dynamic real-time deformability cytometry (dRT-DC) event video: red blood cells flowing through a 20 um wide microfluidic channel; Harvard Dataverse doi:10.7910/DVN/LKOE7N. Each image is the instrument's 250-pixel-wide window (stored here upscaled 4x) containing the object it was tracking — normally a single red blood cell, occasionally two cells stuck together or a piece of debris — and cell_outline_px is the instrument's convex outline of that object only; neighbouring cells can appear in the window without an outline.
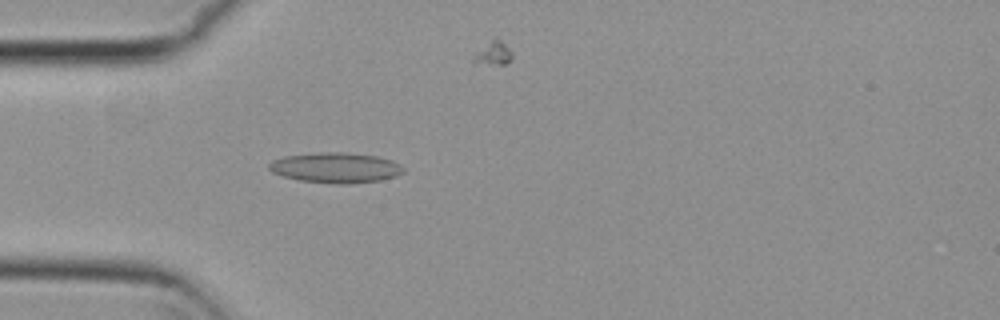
{"species": "common noctule bat (a hibernating species)", "species_latin": "Nyctalus noctula", "temperature_condition": "cold", "stored_images_in_passage": 43, "camera_frame_rate_fps": 3000, "um_per_image_px": 0.085, "animal": {"sex": "female", "body_mass_g": 29.2, "forearm_length_mm": 56.3}, "frame": {"image": 1, "passage_image": 5, "time_ms": 1.333, "image_size_px": [1000, 320], "cell_outline_px": [[404, 172], [396, 176], [380, 180], [348, 184], [340, 184], [300, 180], [284, 176], [272, 172], [268, 168], [268, 164], [272, 160], [284, 156], [320, 152], [344, 152], [376, 156], [392, 160], [400, 164], [404, 168]], "centroid_in_image_um": [28.54, 14.25], "position_along_channel_um": 56.5, "area_um2": 23.7}}
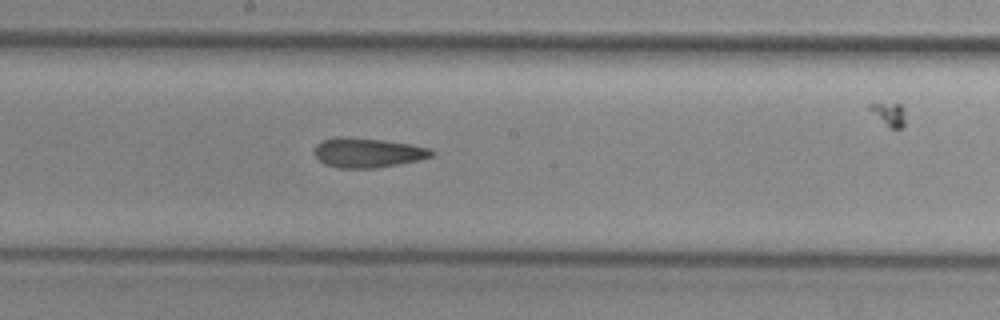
{"frame": {"image": 2, "passage_image": 18, "time_ms": 5.667, "image_size_px": [1000, 320], "cell_outline_px": [[436, 152], [432, 156], [420, 160], [400, 164], [376, 168], [340, 168], [324, 164], [312, 152], [312, 148], [316, 144], [324, 140], [336, 136], [348, 136], [380, 140], [408, 144], [428, 148]], "centroid_in_image_um": [31.21, 12.98], "position_along_channel_um": 217.0, "area_um2": 20.35}}
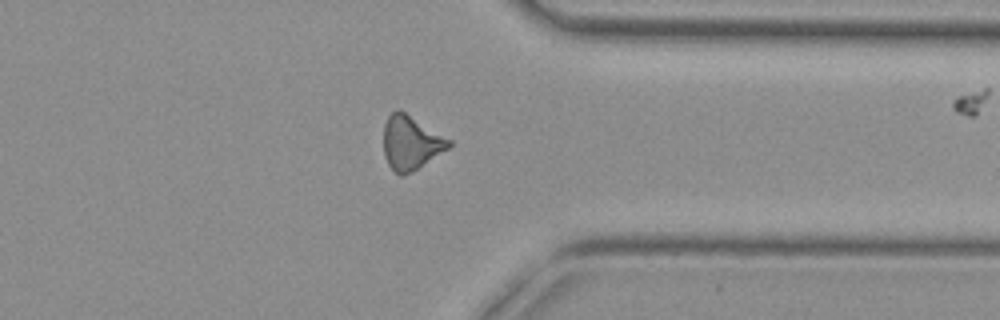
{"frame": {"image": 3, "passage_image": 31, "time_ms": 10.0, "image_size_px": [1000, 320], "cell_outline_px": [[452, 144], [448, 148], [412, 172], [400, 176], [388, 164], [384, 156], [384, 124], [388, 116], [396, 108], [400, 108], [452, 140]], "centroid_in_image_um": [34.92, 12.09], "position_along_channel_um": 376.5, "area_um2": 20.63}, "authors_computed_cell_mechanics": {"area_um2": 20.2878, "velocity_mm_per_s": 3.8159, "shape_relaxation_time_tau1_ms": null, "shape_relaxation_time_tau2_ms": 5.9345, "deformation_change_tau1": null, "deformation_change_tau2": 0.1895}}